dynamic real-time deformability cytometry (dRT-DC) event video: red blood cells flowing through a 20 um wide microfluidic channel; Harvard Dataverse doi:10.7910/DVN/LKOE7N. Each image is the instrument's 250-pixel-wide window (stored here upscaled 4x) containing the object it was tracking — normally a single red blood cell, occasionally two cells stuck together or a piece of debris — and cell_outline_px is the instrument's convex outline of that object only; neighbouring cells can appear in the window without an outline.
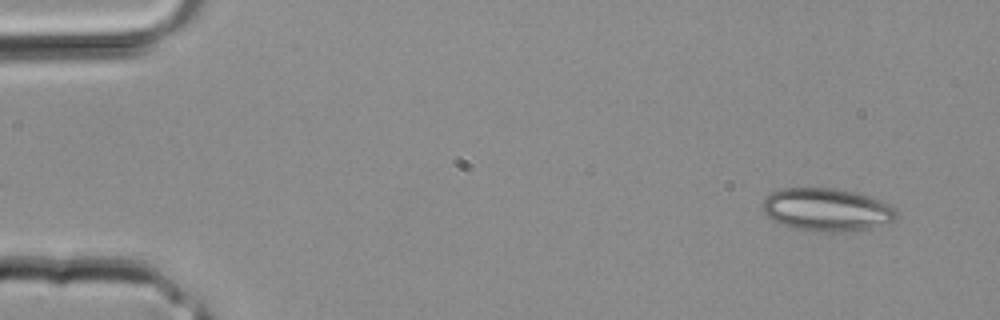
{"species": "common noctule bat (a hibernating species)", "species_latin": "Nyctalus noctula", "temperature_condition": "room temperature", "stored_images_in_passage": 3, "camera_frame_rate_fps": 3000, "um_per_image_px": 0.085, "animal": {"sex": "male", "body_mass_g": 20.4}, "frame": {"image": 1, "passage_image": 3, "time_ms": 0.667, "image_size_px": [1000, 320], "cell_outline_px": [[896, 220], [868, 228], [840, 232], [816, 232], [792, 228], [772, 220], [764, 212], [760, 204], [772, 192], [780, 188], [836, 188], [868, 196], [880, 200], [896, 208]], "centroid_in_image_um": [70.24, 17.83], "position_along_channel_um": 14.8, "area_um2": 33.47}}